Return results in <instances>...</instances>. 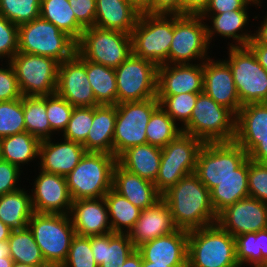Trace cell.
<instances>
[{"label": "cell", "instance_id": "1f68e13d", "mask_svg": "<svg viewBox=\"0 0 267 267\" xmlns=\"http://www.w3.org/2000/svg\"><path fill=\"white\" fill-rule=\"evenodd\" d=\"M20 188L0 196V220L12 230L28 227L34 213L30 194Z\"/></svg>", "mask_w": 267, "mask_h": 267}, {"label": "cell", "instance_id": "ee69618b", "mask_svg": "<svg viewBox=\"0 0 267 267\" xmlns=\"http://www.w3.org/2000/svg\"><path fill=\"white\" fill-rule=\"evenodd\" d=\"M24 131L22 98L0 101V139Z\"/></svg>", "mask_w": 267, "mask_h": 267}, {"label": "cell", "instance_id": "9a60e30c", "mask_svg": "<svg viewBox=\"0 0 267 267\" xmlns=\"http://www.w3.org/2000/svg\"><path fill=\"white\" fill-rule=\"evenodd\" d=\"M117 104L157 98V66L133 53L117 68Z\"/></svg>", "mask_w": 267, "mask_h": 267}, {"label": "cell", "instance_id": "e7e4bbea", "mask_svg": "<svg viewBox=\"0 0 267 267\" xmlns=\"http://www.w3.org/2000/svg\"><path fill=\"white\" fill-rule=\"evenodd\" d=\"M12 229L9 228L7 225H5L1 220H0V242H5L8 240L10 233Z\"/></svg>", "mask_w": 267, "mask_h": 267}, {"label": "cell", "instance_id": "f35d334b", "mask_svg": "<svg viewBox=\"0 0 267 267\" xmlns=\"http://www.w3.org/2000/svg\"><path fill=\"white\" fill-rule=\"evenodd\" d=\"M7 244L9 256L13 262L27 265H48L28 227L12 230Z\"/></svg>", "mask_w": 267, "mask_h": 267}, {"label": "cell", "instance_id": "d6a6232c", "mask_svg": "<svg viewBox=\"0 0 267 267\" xmlns=\"http://www.w3.org/2000/svg\"><path fill=\"white\" fill-rule=\"evenodd\" d=\"M39 145L40 140L26 131L10 135L0 139L1 158L22 169L38 158Z\"/></svg>", "mask_w": 267, "mask_h": 267}, {"label": "cell", "instance_id": "ab89813d", "mask_svg": "<svg viewBox=\"0 0 267 267\" xmlns=\"http://www.w3.org/2000/svg\"><path fill=\"white\" fill-rule=\"evenodd\" d=\"M25 130L40 141L52 138L55 133L49 124L45 96H23Z\"/></svg>", "mask_w": 267, "mask_h": 267}, {"label": "cell", "instance_id": "5b68a950", "mask_svg": "<svg viewBox=\"0 0 267 267\" xmlns=\"http://www.w3.org/2000/svg\"><path fill=\"white\" fill-rule=\"evenodd\" d=\"M28 228L32 231L45 262L49 266H62L76 235L69 214L34 212Z\"/></svg>", "mask_w": 267, "mask_h": 267}, {"label": "cell", "instance_id": "277c9868", "mask_svg": "<svg viewBox=\"0 0 267 267\" xmlns=\"http://www.w3.org/2000/svg\"><path fill=\"white\" fill-rule=\"evenodd\" d=\"M181 129L203 143L232 142L236 135V115L202 92L198 94L190 120Z\"/></svg>", "mask_w": 267, "mask_h": 267}, {"label": "cell", "instance_id": "bcb514c9", "mask_svg": "<svg viewBox=\"0 0 267 267\" xmlns=\"http://www.w3.org/2000/svg\"><path fill=\"white\" fill-rule=\"evenodd\" d=\"M73 109L74 106L57 93L46 95L47 118L55 133L57 131L58 134L62 135L61 133L67 127Z\"/></svg>", "mask_w": 267, "mask_h": 267}, {"label": "cell", "instance_id": "d4e9b609", "mask_svg": "<svg viewBox=\"0 0 267 267\" xmlns=\"http://www.w3.org/2000/svg\"><path fill=\"white\" fill-rule=\"evenodd\" d=\"M248 12V10H233L220 14H201L200 16L205 21H211L210 26L208 23L206 24L207 40L209 45L212 42V39L218 35L223 38L233 39L234 44L228 42V46H248L249 42L253 39V33L248 31V29H245V26L247 28L249 25L248 20L250 17Z\"/></svg>", "mask_w": 267, "mask_h": 267}, {"label": "cell", "instance_id": "3957f363", "mask_svg": "<svg viewBox=\"0 0 267 267\" xmlns=\"http://www.w3.org/2000/svg\"><path fill=\"white\" fill-rule=\"evenodd\" d=\"M117 158L104 152H86L67 175V186L73 201L102 198L113 188V170Z\"/></svg>", "mask_w": 267, "mask_h": 267}, {"label": "cell", "instance_id": "74e56055", "mask_svg": "<svg viewBox=\"0 0 267 267\" xmlns=\"http://www.w3.org/2000/svg\"><path fill=\"white\" fill-rule=\"evenodd\" d=\"M267 137V102L243 105L236 115L235 138Z\"/></svg>", "mask_w": 267, "mask_h": 267}, {"label": "cell", "instance_id": "4fadbf2b", "mask_svg": "<svg viewBox=\"0 0 267 267\" xmlns=\"http://www.w3.org/2000/svg\"><path fill=\"white\" fill-rule=\"evenodd\" d=\"M247 158L246 151L235 141L204 143L197 156L195 174L211 191L236 174V169Z\"/></svg>", "mask_w": 267, "mask_h": 267}, {"label": "cell", "instance_id": "484cf974", "mask_svg": "<svg viewBox=\"0 0 267 267\" xmlns=\"http://www.w3.org/2000/svg\"><path fill=\"white\" fill-rule=\"evenodd\" d=\"M113 189L141 210L153 206L162 196L154 183L125 170L118 163L113 170Z\"/></svg>", "mask_w": 267, "mask_h": 267}, {"label": "cell", "instance_id": "52a82bcc", "mask_svg": "<svg viewBox=\"0 0 267 267\" xmlns=\"http://www.w3.org/2000/svg\"><path fill=\"white\" fill-rule=\"evenodd\" d=\"M131 37L134 55L153 62L157 67L168 64L173 15L140 14Z\"/></svg>", "mask_w": 267, "mask_h": 267}, {"label": "cell", "instance_id": "7a4b0ae2", "mask_svg": "<svg viewBox=\"0 0 267 267\" xmlns=\"http://www.w3.org/2000/svg\"><path fill=\"white\" fill-rule=\"evenodd\" d=\"M235 237L217 223L188 231L187 267H238Z\"/></svg>", "mask_w": 267, "mask_h": 267}, {"label": "cell", "instance_id": "03108f58", "mask_svg": "<svg viewBox=\"0 0 267 267\" xmlns=\"http://www.w3.org/2000/svg\"><path fill=\"white\" fill-rule=\"evenodd\" d=\"M142 267H170V266L155 264L154 262H149V261H143Z\"/></svg>", "mask_w": 267, "mask_h": 267}, {"label": "cell", "instance_id": "8fae6325", "mask_svg": "<svg viewBox=\"0 0 267 267\" xmlns=\"http://www.w3.org/2000/svg\"><path fill=\"white\" fill-rule=\"evenodd\" d=\"M159 106L157 98L116 104L113 136V155L116 158L131 147L147 144V124Z\"/></svg>", "mask_w": 267, "mask_h": 267}, {"label": "cell", "instance_id": "7bdbcfd3", "mask_svg": "<svg viewBox=\"0 0 267 267\" xmlns=\"http://www.w3.org/2000/svg\"><path fill=\"white\" fill-rule=\"evenodd\" d=\"M197 97L198 94L185 93L173 96H157V100L160 107L178 125L181 123L182 128L190 120Z\"/></svg>", "mask_w": 267, "mask_h": 267}, {"label": "cell", "instance_id": "44dd1931", "mask_svg": "<svg viewBox=\"0 0 267 267\" xmlns=\"http://www.w3.org/2000/svg\"><path fill=\"white\" fill-rule=\"evenodd\" d=\"M136 249L143 261L170 267H187L188 231L177 229L145 242Z\"/></svg>", "mask_w": 267, "mask_h": 267}, {"label": "cell", "instance_id": "d6986e66", "mask_svg": "<svg viewBox=\"0 0 267 267\" xmlns=\"http://www.w3.org/2000/svg\"><path fill=\"white\" fill-rule=\"evenodd\" d=\"M203 62L157 67V96L203 92Z\"/></svg>", "mask_w": 267, "mask_h": 267}, {"label": "cell", "instance_id": "836d02e7", "mask_svg": "<svg viewBox=\"0 0 267 267\" xmlns=\"http://www.w3.org/2000/svg\"><path fill=\"white\" fill-rule=\"evenodd\" d=\"M235 250L239 266L267 265V229L236 236Z\"/></svg>", "mask_w": 267, "mask_h": 267}, {"label": "cell", "instance_id": "f5cc1de1", "mask_svg": "<svg viewBox=\"0 0 267 267\" xmlns=\"http://www.w3.org/2000/svg\"><path fill=\"white\" fill-rule=\"evenodd\" d=\"M22 171L8 161H0V196L21 188L17 183Z\"/></svg>", "mask_w": 267, "mask_h": 267}, {"label": "cell", "instance_id": "db71d44e", "mask_svg": "<svg viewBox=\"0 0 267 267\" xmlns=\"http://www.w3.org/2000/svg\"><path fill=\"white\" fill-rule=\"evenodd\" d=\"M263 0H209L208 6L202 14H220L233 10H248L251 6H262Z\"/></svg>", "mask_w": 267, "mask_h": 267}, {"label": "cell", "instance_id": "5bb4252c", "mask_svg": "<svg viewBox=\"0 0 267 267\" xmlns=\"http://www.w3.org/2000/svg\"><path fill=\"white\" fill-rule=\"evenodd\" d=\"M22 96L56 93L59 62L48 56L17 52L9 61Z\"/></svg>", "mask_w": 267, "mask_h": 267}, {"label": "cell", "instance_id": "94428289", "mask_svg": "<svg viewBox=\"0 0 267 267\" xmlns=\"http://www.w3.org/2000/svg\"><path fill=\"white\" fill-rule=\"evenodd\" d=\"M143 259L137 249L132 252L121 267H142Z\"/></svg>", "mask_w": 267, "mask_h": 267}, {"label": "cell", "instance_id": "cb8c5ba5", "mask_svg": "<svg viewBox=\"0 0 267 267\" xmlns=\"http://www.w3.org/2000/svg\"><path fill=\"white\" fill-rule=\"evenodd\" d=\"M177 229L169 206L161 198L153 206L142 210L128 235L134 247L137 248L145 242L173 233Z\"/></svg>", "mask_w": 267, "mask_h": 267}, {"label": "cell", "instance_id": "7402d4cb", "mask_svg": "<svg viewBox=\"0 0 267 267\" xmlns=\"http://www.w3.org/2000/svg\"><path fill=\"white\" fill-rule=\"evenodd\" d=\"M53 138L40 141V166L38 170L67 176L87 152L82 143L61 138V142H52Z\"/></svg>", "mask_w": 267, "mask_h": 267}, {"label": "cell", "instance_id": "4316f807", "mask_svg": "<svg viewBox=\"0 0 267 267\" xmlns=\"http://www.w3.org/2000/svg\"><path fill=\"white\" fill-rule=\"evenodd\" d=\"M91 250L98 267H121L136 250L128 233L91 236Z\"/></svg>", "mask_w": 267, "mask_h": 267}, {"label": "cell", "instance_id": "e0dca14e", "mask_svg": "<svg viewBox=\"0 0 267 267\" xmlns=\"http://www.w3.org/2000/svg\"><path fill=\"white\" fill-rule=\"evenodd\" d=\"M216 223L234 237L267 229V204L252 197L241 199L222 210Z\"/></svg>", "mask_w": 267, "mask_h": 267}, {"label": "cell", "instance_id": "ba28073f", "mask_svg": "<svg viewBox=\"0 0 267 267\" xmlns=\"http://www.w3.org/2000/svg\"><path fill=\"white\" fill-rule=\"evenodd\" d=\"M76 51L90 62L115 69L132 54V37L131 34L92 26L82 32Z\"/></svg>", "mask_w": 267, "mask_h": 267}, {"label": "cell", "instance_id": "b9f144b4", "mask_svg": "<svg viewBox=\"0 0 267 267\" xmlns=\"http://www.w3.org/2000/svg\"><path fill=\"white\" fill-rule=\"evenodd\" d=\"M41 0H0V15L17 26L40 17Z\"/></svg>", "mask_w": 267, "mask_h": 267}, {"label": "cell", "instance_id": "e575fe53", "mask_svg": "<svg viewBox=\"0 0 267 267\" xmlns=\"http://www.w3.org/2000/svg\"><path fill=\"white\" fill-rule=\"evenodd\" d=\"M109 221L114 233H129L139 219L142 210L111 188L104 196Z\"/></svg>", "mask_w": 267, "mask_h": 267}, {"label": "cell", "instance_id": "9c48e42d", "mask_svg": "<svg viewBox=\"0 0 267 267\" xmlns=\"http://www.w3.org/2000/svg\"><path fill=\"white\" fill-rule=\"evenodd\" d=\"M203 144L198 138L182 132L161 148V162L154 183L161 195L183 177L195 173L197 156Z\"/></svg>", "mask_w": 267, "mask_h": 267}, {"label": "cell", "instance_id": "60d3db41", "mask_svg": "<svg viewBox=\"0 0 267 267\" xmlns=\"http://www.w3.org/2000/svg\"><path fill=\"white\" fill-rule=\"evenodd\" d=\"M182 133L178 125L160 106L152 113L146 128L147 144L165 147Z\"/></svg>", "mask_w": 267, "mask_h": 267}, {"label": "cell", "instance_id": "8d00e7d4", "mask_svg": "<svg viewBox=\"0 0 267 267\" xmlns=\"http://www.w3.org/2000/svg\"><path fill=\"white\" fill-rule=\"evenodd\" d=\"M86 74L99 105L117 104L115 69L86 60Z\"/></svg>", "mask_w": 267, "mask_h": 267}, {"label": "cell", "instance_id": "f546056e", "mask_svg": "<svg viewBox=\"0 0 267 267\" xmlns=\"http://www.w3.org/2000/svg\"><path fill=\"white\" fill-rule=\"evenodd\" d=\"M161 155V148L143 144L124 151L117 158V163L125 170L155 183L159 172Z\"/></svg>", "mask_w": 267, "mask_h": 267}, {"label": "cell", "instance_id": "a7ac6f4b", "mask_svg": "<svg viewBox=\"0 0 267 267\" xmlns=\"http://www.w3.org/2000/svg\"><path fill=\"white\" fill-rule=\"evenodd\" d=\"M14 262L0 263V267H12Z\"/></svg>", "mask_w": 267, "mask_h": 267}, {"label": "cell", "instance_id": "f1b7e54d", "mask_svg": "<svg viewBox=\"0 0 267 267\" xmlns=\"http://www.w3.org/2000/svg\"><path fill=\"white\" fill-rule=\"evenodd\" d=\"M116 115V105L93 107V122L87 139L82 143L87 152L113 154Z\"/></svg>", "mask_w": 267, "mask_h": 267}, {"label": "cell", "instance_id": "f6af8a7d", "mask_svg": "<svg viewBox=\"0 0 267 267\" xmlns=\"http://www.w3.org/2000/svg\"><path fill=\"white\" fill-rule=\"evenodd\" d=\"M93 122V107H74L63 139L83 143L89 134Z\"/></svg>", "mask_w": 267, "mask_h": 267}, {"label": "cell", "instance_id": "6125c7cd", "mask_svg": "<svg viewBox=\"0 0 267 267\" xmlns=\"http://www.w3.org/2000/svg\"><path fill=\"white\" fill-rule=\"evenodd\" d=\"M128 3L136 9L140 14H150V1L151 0H127Z\"/></svg>", "mask_w": 267, "mask_h": 267}, {"label": "cell", "instance_id": "7dc6e473", "mask_svg": "<svg viewBox=\"0 0 267 267\" xmlns=\"http://www.w3.org/2000/svg\"><path fill=\"white\" fill-rule=\"evenodd\" d=\"M62 267H98L91 250V236H74Z\"/></svg>", "mask_w": 267, "mask_h": 267}, {"label": "cell", "instance_id": "d590c367", "mask_svg": "<svg viewBox=\"0 0 267 267\" xmlns=\"http://www.w3.org/2000/svg\"><path fill=\"white\" fill-rule=\"evenodd\" d=\"M40 17L53 23L76 42L81 38L84 28L76 21L68 0H41Z\"/></svg>", "mask_w": 267, "mask_h": 267}, {"label": "cell", "instance_id": "30bf717a", "mask_svg": "<svg viewBox=\"0 0 267 267\" xmlns=\"http://www.w3.org/2000/svg\"><path fill=\"white\" fill-rule=\"evenodd\" d=\"M228 63L241 105L267 102V71L248 46H229Z\"/></svg>", "mask_w": 267, "mask_h": 267}, {"label": "cell", "instance_id": "83f0119b", "mask_svg": "<svg viewBox=\"0 0 267 267\" xmlns=\"http://www.w3.org/2000/svg\"><path fill=\"white\" fill-rule=\"evenodd\" d=\"M139 15L127 0H96L94 26L131 34Z\"/></svg>", "mask_w": 267, "mask_h": 267}, {"label": "cell", "instance_id": "680465c9", "mask_svg": "<svg viewBox=\"0 0 267 267\" xmlns=\"http://www.w3.org/2000/svg\"><path fill=\"white\" fill-rule=\"evenodd\" d=\"M258 29L254 31L253 39L249 44H262L267 45V14L264 16Z\"/></svg>", "mask_w": 267, "mask_h": 267}, {"label": "cell", "instance_id": "f907efd6", "mask_svg": "<svg viewBox=\"0 0 267 267\" xmlns=\"http://www.w3.org/2000/svg\"><path fill=\"white\" fill-rule=\"evenodd\" d=\"M6 67L0 66V101H8L22 98L14 69L7 62Z\"/></svg>", "mask_w": 267, "mask_h": 267}, {"label": "cell", "instance_id": "6f0895ef", "mask_svg": "<svg viewBox=\"0 0 267 267\" xmlns=\"http://www.w3.org/2000/svg\"><path fill=\"white\" fill-rule=\"evenodd\" d=\"M209 0H182V15H201Z\"/></svg>", "mask_w": 267, "mask_h": 267}, {"label": "cell", "instance_id": "c3c4849f", "mask_svg": "<svg viewBox=\"0 0 267 267\" xmlns=\"http://www.w3.org/2000/svg\"><path fill=\"white\" fill-rule=\"evenodd\" d=\"M249 197L267 204V165L254 162L248 158Z\"/></svg>", "mask_w": 267, "mask_h": 267}, {"label": "cell", "instance_id": "be15d7a7", "mask_svg": "<svg viewBox=\"0 0 267 267\" xmlns=\"http://www.w3.org/2000/svg\"><path fill=\"white\" fill-rule=\"evenodd\" d=\"M13 262L12 258L9 256L7 241L0 242V263Z\"/></svg>", "mask_w": 267, "mask_h": 267}, {"label": "cell", "instance_id": "9f6ffc18", "mask_svg": "<svg viewBox=\"0 0 267 267\" xmlns=\"http://www.w3.org/2000/svg\"><path fill=\"white\" fill-rule=\"evenodd\" d=\"M150 14L182 15V0H151Z\"/></svg>", "mask_w": 267, "mask_h": 267}, {"label": "cell", "instance_id": "8992f818", "mask_svg": "<svg viewBox=\"0 0 267 267\" xmlns=\"http://www.w3.org/2000/svg\"><path fill=\"white\" fill-rule=\"evenodd\" d=\"M77 42L41 17L18 26V52L48 56L59 63L76 53Z\"/></svg>", "mask_w": 267, "mask_h": 267}, {"label": "cell", "instance_id": "6da1fadb", "mask_svg": "<svg viewBox=\"0 0 267 267\" xmlns=\"http://www.w3.org/2000/svg\"><path fill=\"white\" fill-rule=\"evenodd\" d=\"M178 229L191 231L217 222L209 189L195 173L183 177L161 196Z\"/></svg>", "mask_w": 267, "mask_h": 267}, {"label": "cell", "instance_id": "2e32d148", "mask_svg": "<svg viewBox=\"0 0 267 267\" xmlns=\"http://www.w3.org/2000/svg\"><path fill=\"white\" fill-rule=\"evenodd\" d=\"M56 93L74 107L99 106L86 74V59L77 51L59 63Z\"/></svg>", "mask_w": 267, "mask_h": 267}, {"label": "cell", "instance_id": "ac0fdd59", "mask_svg": "<svg viewBox=\"0 0 267 267\" xmlns=\"http://www.w3.org/2000/svg\"><path fill=\"white\" fill-rule=\"evenodd\" d=\"M30 193L32 207L37 213L69 214L73 203L66 177L39 170Z\"/></svg>", "mask_w": 267, "mask_h": 267}, {"label": "cell", "instance_id": "4dcf8cb0", "mask_svg": "<svg viewBox=\"0 0 267 267\" xmlns=\"http://www.w3.org/2000/svg\"><path fill=\"white\" fill-rule=\"evenodd\" d=\"M212 206L218 215L236 201L249 197L248 158L228 177L210 191Z\"/></svg>", "mask_w": 267, "mask_h": 267}, {"label": "cell", "instance_id": "681fc988", "mask_svg": "<svg viewBox=\"0 0 267 267\" xmlns=\"http://www.w3.org/2000/svg\"><path fill=\"white\" fill-rule=\"evenodd\" d=\"M18 52V26L0 15V59L9 62ZM7 58V59H6ZM7 60V61H6Z\"/></svg>", "mask_w": 267, "mask_h": 267}, {"label": "cell", "instance_id": "11a10c76", "mask_svg": "<svg viewBox=\"0 0 267 267\" xmlns=\"http://www.w3.org/2000/svg\"><path fill=\"white\" fill-rule=\"evenodd\" d=\"M76 21L84 28L95 25L96 0H68Z\"/></svg>", "mask_w": 267, "mask_h": 267}, {"label": "cell", "instance_id": "91938a15", "mask_svg": "<svg viewBox=\"0 0 267 267\" xmlns=\"http://www.w3.org/2000/svg\"><path fill=\"white\" fill-rule=\"evenodd\" d=\"M248 47L255 54L259 64L267 71V45L248 44Z\"/></svg>", "mask_w": 267, "mask_h": 267}, {"label": "cell", "instance_id": "003e7915", "mask_svg": "<svg viewBox=\"0 0 267 267\" xmlns=\"http://www.w3.org/2000/svg\"><path fill=\"white\" fill-rule=\"evenodd\" d=\"M12 267H49V265H27L14 262Z\"/></svg>", "mask_w": 267, "mask_h": 267}, {"label": "cell", "instance_id": "603a6c76", "mask_svg": "<svg viewBox=\"0 0 267 267\" xmlns=\"http://www.w3.org/2000/svg\"><path fill=\"white\" fill-rule=\"evenodd\" d=\"M69 216L77 235L93 236L112 232L104 197L73 201Z\"/></svg>", "mask_w": 267, "mask_h": 267}, {"label": "cell", "instance_id": "ffe728a7", "mask_svg": "<svg viewBox=\"0 0 267 267\" xmlns=\"http://www.w3.org/2000/svg\"><path fill=\"white\" fill-rule=\"evenodd\" d=\"M203 92L235 115L242 107L228 63L210 57L203 62Z\"/></svg>", "mask_w": 267, "mask_h": 267}, {"label": "cell", "instance_id": "816d5d0a", "mask_svg": "<svg viewBox=\"0 0 267 267\" xmlns=\"http://www.w3.org/2000/svg\"><path fill=\"white\" fill-rule=\"evenodd\" d=\"M234 141L246 151L250 160L267 165V137L235 138Z\"/></svg>", "mask_w": 267, "mask_h": 267}, {"label": "cell", "instance_id": "7c38bea8", "mask_svg": "<svg viewBox=\"0 0 267 267\" xmlns=\"http://www.w3.org/2000/svg\"><path fill=\"white\" fill-rule=\"evenodd\" d=\"M210 46L206 23L200 15H173V39L168 64L204 62L209 57Z\"/></svg>", "mask_w": 267, "mask_h": 267}]
</instances>
